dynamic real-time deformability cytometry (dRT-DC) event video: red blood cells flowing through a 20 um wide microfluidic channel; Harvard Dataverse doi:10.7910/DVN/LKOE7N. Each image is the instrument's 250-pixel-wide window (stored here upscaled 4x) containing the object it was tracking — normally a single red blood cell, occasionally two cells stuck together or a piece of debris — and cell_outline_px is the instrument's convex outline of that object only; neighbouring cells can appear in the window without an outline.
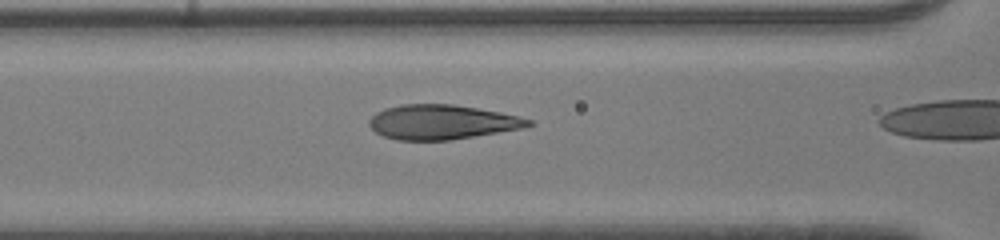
{"species": "human", "species_latin": "Homo sapiens", "temperature_condition": "room temperature", "stored_images_in_passage": 21, "camera_frame_rate_fps": 3000, "um_per_image_px": 0.085, "donor": {"sex": "male"}, "frame": {"image": 1, "passage_image": 20, "time_ms": 6.333, "image_size_px": [1000, 240], "cell_outline_px": [[532, 124], [524, 128], [448, 140], [396, 140], [384, 136], [376, 132], [368, 124], [368, 120], [376, 112], [384, 108], [400, 104], [452, 104], [500, 112], [520, 116], [532, 120]], "centroid_in_image_um": [37.54, 10.37], "position_along_channel_um": 129.1, "area_um2": 32.02}}